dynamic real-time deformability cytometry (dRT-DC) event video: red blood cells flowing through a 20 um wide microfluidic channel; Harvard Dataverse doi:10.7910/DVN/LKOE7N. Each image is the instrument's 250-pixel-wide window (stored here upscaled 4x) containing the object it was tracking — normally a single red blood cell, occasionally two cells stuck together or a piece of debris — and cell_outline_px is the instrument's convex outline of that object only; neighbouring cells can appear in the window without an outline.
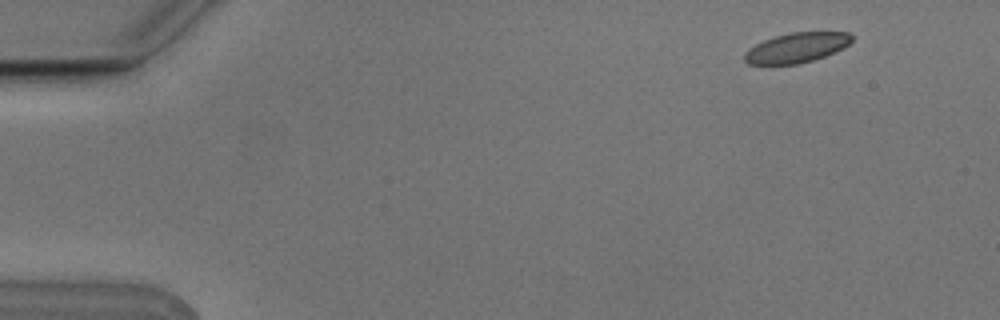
{"species": "Egyptian fruit bat (a non-hibernating species)", "species_latin": "Rousettus aegyptiacus", "temperature_condition": "cold", "stored_images_in_passage": 4, "segment_of_instrument_passage": [2, 2], "camera_frame_rate_fps": 3000, "um_per_image_px": 0.085, "animal": {"sex": "male"}, "frame": {"image": 1, "passage_image": 4, "time_ms": 1.0, "image_size_px": [1000, 320], "cell_outline_px": [[852, 40], [848, 44], [824, 56], [812, 60], [796, 64], [768, 68], [748, 64], [744, 60], [744, 52], [748, 48], [772, 36], [788, 32], [848, 32], [852, 36]], "centroid_in_image_um": [67.57, 4.09], "position_along_channel_um": 17.4, "area_um2": 19.25}}